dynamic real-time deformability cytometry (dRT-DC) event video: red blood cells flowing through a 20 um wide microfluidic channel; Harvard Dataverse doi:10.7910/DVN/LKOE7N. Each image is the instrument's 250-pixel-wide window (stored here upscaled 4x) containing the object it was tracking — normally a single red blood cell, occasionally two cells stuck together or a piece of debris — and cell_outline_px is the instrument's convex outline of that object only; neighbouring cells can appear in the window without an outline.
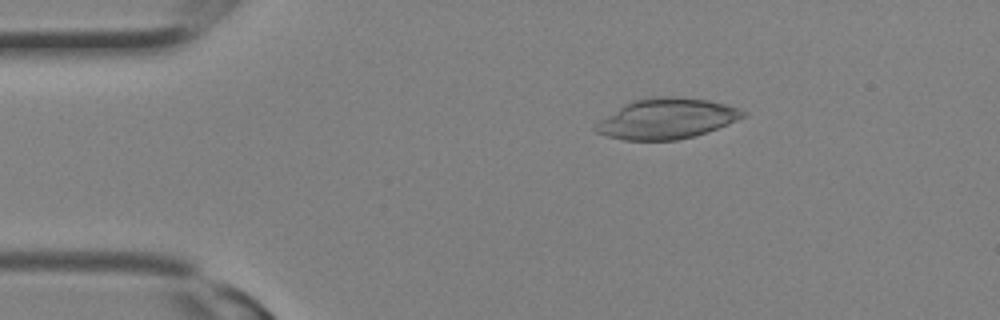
{"species": "Egyptian fruit bat (a non-hibernating species)", "species_latin": "Rousettus aegyptiacus", "temperature_condition": "room temperature", "stored_images_in_passage": 6, "camera_frame_rate_fps": 3000, "um_per_image_px": 0.085, "animal": {"sex": "female"}, "frame": {"image": 1, "passage_image": 1, "time_ms": 0.0, "image_size_px": [1000, 320], "cell_outline_px": [[748, 116], [708, 132], [676, 140], [624, 140], [608, 136], [596, 132], [592, 128], [600, 120], [624, 104], [632, 100], [652, 96], [676, 96], [708, 100], [740, 108], [748, 112]], "centroid_in_image_um": [56.69, 10.07], "position_along_channel_um": 28.3, "area_um2": 34.85}}
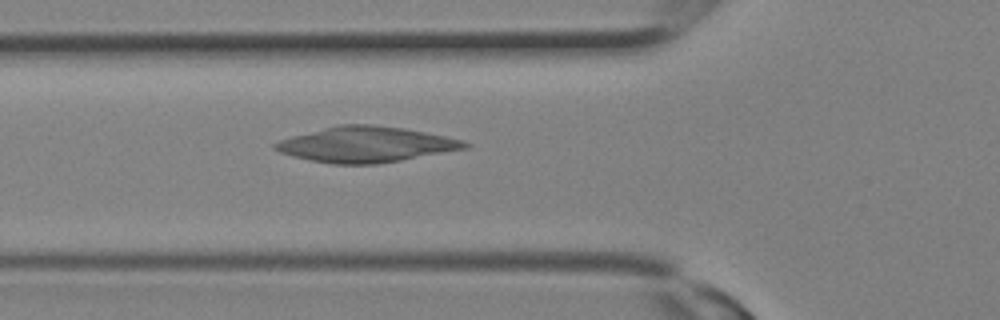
{"frame": {"image": 2, "passage_image": 6, "time_ms": 1.667, "image_size_px": [1000, 320], "cell_outline_px": [[472, 144], [468, 148], [400, 160], [376, 164], [332, 164], [292, 156], [280, 152], [272, 148], [272, 144], [280, 140], [292, 136], [340, 124], [372, 124], [404, 128], [464, 140]], "centroid_in_image_um": [31.11, 12.28], "position_along_channel_um": 94.7, "area_um2": 39.02}}